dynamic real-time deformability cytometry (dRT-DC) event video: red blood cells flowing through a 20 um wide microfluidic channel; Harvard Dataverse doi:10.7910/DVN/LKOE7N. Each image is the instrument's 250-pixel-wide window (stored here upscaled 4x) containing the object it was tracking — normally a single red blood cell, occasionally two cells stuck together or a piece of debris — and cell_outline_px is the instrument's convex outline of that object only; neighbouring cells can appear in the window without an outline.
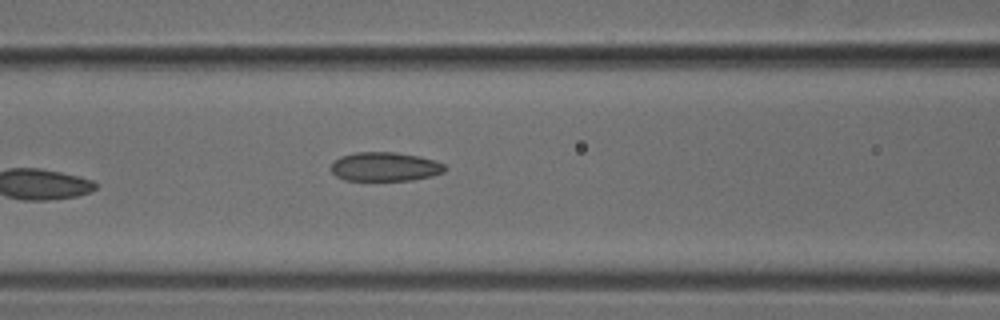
{"species": "common noctule bat (a hibernating species)", "species_latin": "Nyctalus noctula", "temperature_condition": "cold", "stored_images_in_passage": 7, "camera_frame_rate_fps": 3000, "um_per_image_px": 0.085, "animal": {"sex": "male", "body_mass_g": 18.8}, "frame": {"image": 1, "passage_image": 7, "time_ms": 2.0, "image_size_px": [1000, 320], "cell_outline_px": [[448, 168], [444, 172], [432, 176], [412, 180], [344, 180], [336, 176], [328, 168], [332, 160], [340, 156], [356, 152], [396, 152], [420, 156], [444, 164]], "centroid_in_image_um": [32.68, 14.16], "position_along_channel_um": 133.9, "area_um2": 19.54}}